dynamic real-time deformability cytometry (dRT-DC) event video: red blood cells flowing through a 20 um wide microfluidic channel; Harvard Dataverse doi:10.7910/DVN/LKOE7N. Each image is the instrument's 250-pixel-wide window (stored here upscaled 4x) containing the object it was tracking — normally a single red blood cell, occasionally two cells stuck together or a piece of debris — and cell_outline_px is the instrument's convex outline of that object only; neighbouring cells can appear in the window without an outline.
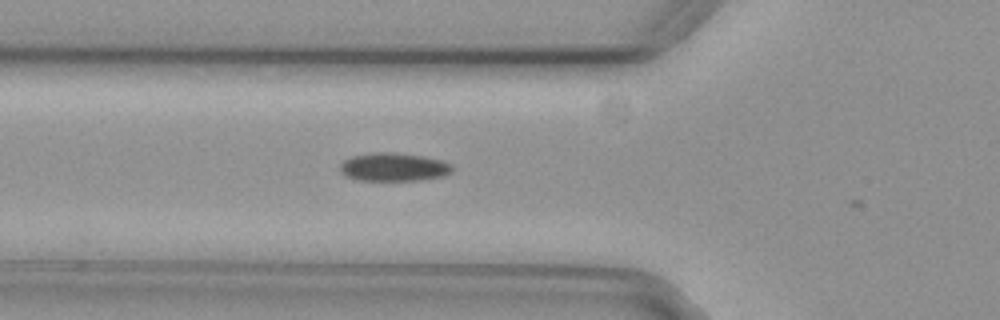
{"species": "common noctule bat (a hibernating species)", "species_latin": "Nyctalus noctula", "temperature_condition": "cold", "stored_images_in_passage": 4, "camera_frame_rate_fps": 3000, "um_per_image_px": 0.085, "animal": {"sex": "female", "body_mass_g": 29.2, "forearm_length_mm": 56.3}, "frame": {"image": 1, "passage_image": 3, "time_ms": 0.667, "image_size_px": [1000, 320], "cell_outline_px": [[452, 172], [444, 176], [424, 180], [356, 180], [344, 176], [340, 172], [340, 164], [344, 160], [352, 156], [376, 152], [396, 152], [424, 156], [444, 160], [452, 164]], "centroid_in_image_um": [33.48, 14.2], "position_along_channel_um": 92.3, "area_um2": 18.84}}